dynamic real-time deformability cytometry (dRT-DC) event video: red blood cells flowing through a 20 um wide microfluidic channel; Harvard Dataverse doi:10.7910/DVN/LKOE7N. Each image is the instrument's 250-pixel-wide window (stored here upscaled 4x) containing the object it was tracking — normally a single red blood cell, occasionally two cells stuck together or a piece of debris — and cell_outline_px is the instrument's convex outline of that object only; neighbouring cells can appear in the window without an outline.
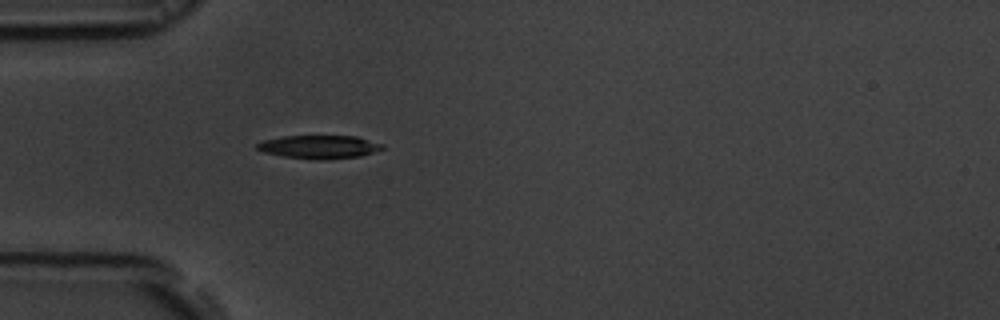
{"species": "common noctule bat (a hibernating species)", "species_latin": "Nyctalus noctula", "temperature_condition": "room temperature", "stored_images_in_passage": 32, "camera_frame_rate_fps": 3000, "um_per_image_px": 0.085, "animal": {"sex": "male", "body_mass_g": 19.5, "forearm_length_mm": 54.6}, "frame": {"image": 1, "passage_image": 1, "time_ms": 0.0, "image_size_px": [1000, 320], "cell_outline_px": [[384, 148], [360, 156], [324, 160], [316, 160], [284, 156], [264, 152], [256, 148], [256, 144], [264, 140], [284, 136], [356, 136], [384, 144]], "centroid_in_image_um": [27.14, 12.48], "position_along_channel_um": 57.9, "area_um2": 16.94}}
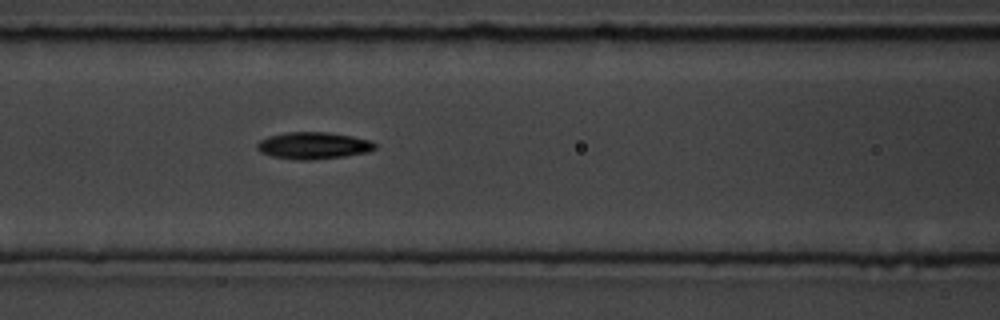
{"frame": {"image": 2, "passage_image": 8, "time_ms": 2.333, "image_size_px": [1000, 320], "cell_outline_px": [[376, 148], [368, 152], [344, 156], [312, 160], [296, 160], [272, 156], [260, 152], [256, 148], [256, 144], [260, 140], [268, 136], [288, 132], [328, 132], [352, 136], [372, 140], [376, 144]], "centroid_in_image_um": [26.64, 12.37], "position_along_channel_um": 140.0, "area_um2": 18.61}}
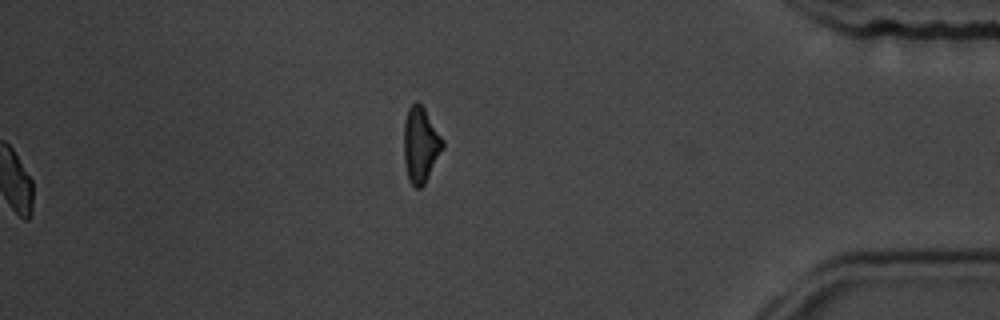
{"frame": {"image": 3, "passage_image": 32, "time_ms": 10.333, "image_size_px": [1000, 320], "cell_outline_px": [[444, 148], [424, 184], [420, 188], [416, 188], [408, 180], [404, 164], [404, 124], [408, 108], [416, 100], [424, 108], [444, 140]], "centroid_in_image_um": [35.75, 12.31], "position_along_channel_um": 399.5, "area_um2": 17.11}, "authors_computed_cell_mechanics": {"area_um2": 17.5712, "velocity_mm_per_s": 3.7071, "shape_relaxation_time_tau1_ms": 3.1298, "shape_relaxation_time_tau2_ms": 5.1875, "deformation_change_tau1": 0.1675, "deformation_change_tau2": 0.1469}}